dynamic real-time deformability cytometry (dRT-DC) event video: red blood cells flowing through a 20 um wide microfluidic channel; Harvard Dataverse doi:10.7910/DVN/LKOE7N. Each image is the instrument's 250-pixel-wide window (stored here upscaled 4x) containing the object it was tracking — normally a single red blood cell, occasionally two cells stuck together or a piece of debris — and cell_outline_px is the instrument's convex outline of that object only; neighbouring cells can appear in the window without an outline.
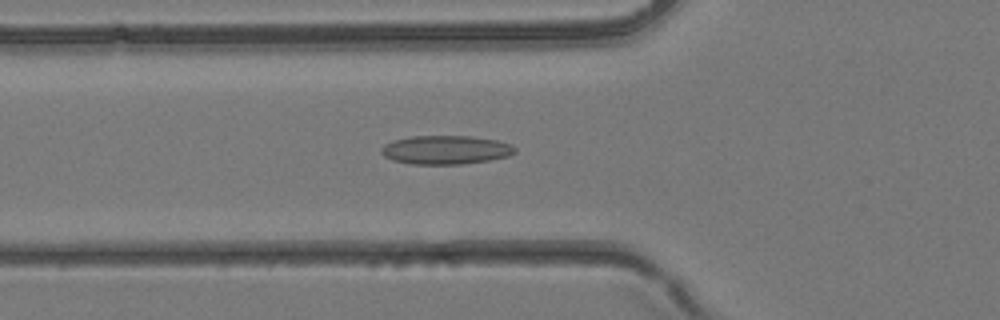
{"species": "common noctule bat (a hibernating species)", "species_latin": "Nyctalus noctula", "temperature_condition": "room temperature", "stored_images_in_passage": 40, "camera_frame_rate_fps": 3000, "um_per_image_px": 0.085, "animal": {"sex": "female", "body_mass_g": 24.6, "forearm_length_mm": 56.2}, "frame": {"image": 1, "passage_image": 14, "time_ms": 4.333, "image_size_px": [1000, 320], "cell_outline_px": [[516, 152], [508, 156], [488, 160], [460, 164], [412, 164], [392, 160], [384, 156], [380, 152], [380, 148], [384, 144], [396, 140], [412, 136], [472, 136], [496, 140], [512, 144], [516, 148]], "centroid_in_image_um": [37.88, 12.73], "position_along_channel_um": 87.9, "area_um2": 22.37}}
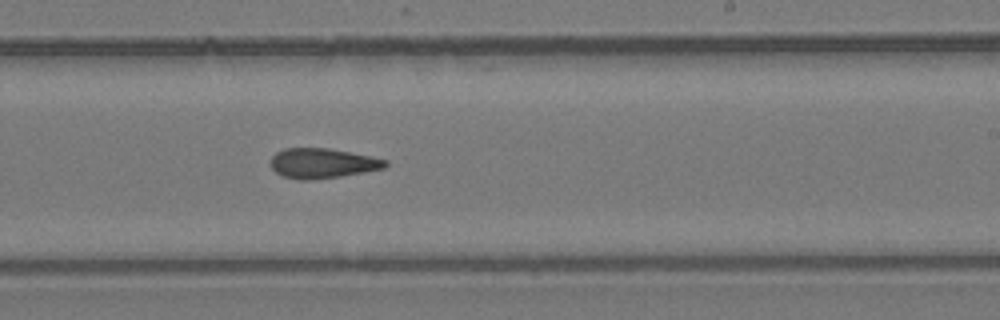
{"frame": {"image": 2, "passage_image": 24, "time_ms": 7.667, "image_size_px": [1000, 320], "cell_outline_px": [[388, 164], [384, 168], [364, 172], [340, 176], [308, 180], [300, 180], [284, 176], [276, 172], [272, 168], [272, 156], [276, 152], [284, 148], [328, 148], [388, 160]], "centroid_in_image_um": [27.4, 13.87], "position_along_channel_um": 261.6, "area_um2": 19.71}}
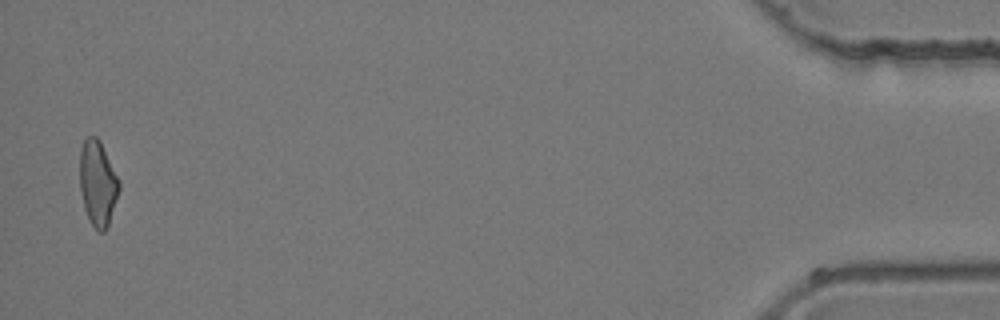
{"frame": {"image": 3, "passage_image": 39, "time_ms": 12.667, "image_size_px": [1000, 320], "cell_outline_px": [[120, 188], [108, 224], [104, 232], [100, 232], [92, 224], [84, 208], [80, 188], [80, 148], [84, 140], [88, 136], [96, 136], [100, 140], [120, 180]], "centroid_in_image_um": [8.31, 15.53], "position_along_channel_um": 426.9, "area_um2": 19.42}}